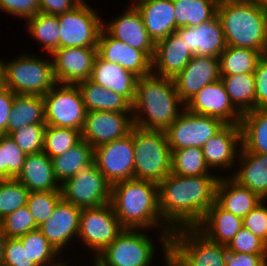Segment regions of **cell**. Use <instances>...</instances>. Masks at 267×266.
Listing matches in <instances>:
<instances>
[{
	"instance_id": "6da1fadb",
	"label": "cell",
	"mask_w": 267,
	"mask_h": 266,
	"mask_svg": "<svg viewBox=\"0 0 267 266\" xmlns=\"http://www.w3.org/2000/svg\"><path fill=\"white\" fill-rule=\"evenodd\" d=\"M220 175L179 176L158 183L162 220L172 229L195 228L215 202Z\"/></svg>"
},
{
	"instance_id": "7a4b0ae2",
	"label": "cell",
	"mask_w": 267,
	"mask_h": 266,
	"mask_svg": "<svg viewBox=\"0 0 267 266\" xmlns=\"http://www.w3.org/2000/svg\"><path fill=\"white\" fill-rule=\"evenodd\" d=\"M115 215L125 229H143L160 233L163 265L169 266V243L172 229L162 220L159 210L158 183L128 179L111 185V201Z\"/></svg>"
},
{
	"instance_id": "3957f363",
	"label": "cell",
	"mask_w": 267,
	"mask_h": 266,
	"mask_svg": "<svg viewBox=\"0 0 267 266\" xmlns=\"http://www.w3.org/2000/svg\"><path fill=\"white\" fill-rule=\"evenodd\" d=\"M184 109L172 78L151 73L137 79L132 103L134 126L165 131Z\"/></svg>"
},
{
	"instance_id": "277c9868",
	"label": "cell",
	"mask_w": 267,
	"mask_h": 266,
	"mask_svg": "<svg viewBox=\"0 0 267 266\" xmlns=\"http://www.w3.org/2000/svg\"><path fill=\"white\" fill-rule=\"evenodd\" d=\"M226 46L267 51V8L248 0H221L217 6Z\"/></svg>"
},
{
	"instance_id": "5b68a950",
	"label": "cell",
	"mask_w": 267,
	"mask_h": 266,
	"mask_svg": "<svg viewBox=\"0 0 267 266\" xmlns=\"http://www.w3.org/2000/svg\"><path fill=\"white\" fill-rule=\"evenodd\" d=\"M26 53L3 61V85L15 94L43 96L57 83L51 55Z\"/></svg>"
},
{
	"instance_id": "8992f818",
	"label": "cell",
	"mask_w": 267,
	"mask_h": 266,
	"mask_svg": "<svg viewBox=\"0 0 267 266\" xmlns=\"http://www.w3.org/2000/svg\"><path fill=\"white\" fill-rule=\"evenodd\" d=\"M134 178L160 183L171 173V150L165 131L133 126Z\"/></svg>"
},
{
	"instance_id": "52a82bcc",
	"label": "cell",
	"mask_w": 267,
	"mask_h": 266,
	"mask_svg": "<svg viewBox=\"0 0 267 266\" xmlns=\"http://www.w3.org/2000/svg\"><path fill=\"white\" fill-rule=\"evenodd\" d=\"M227 246L208 240L196 228L172 231L169 266H225Z\"/></svg>"
},
{
	"instance_id": "ba28073f",
	"label": "cell",
	"mask_w": 267,
	"mask_h": 266,
	"mask_svg": "<svg viewBox=\"0 0 267 266\" xmlns=\"http://www.w3.org/2000/svg\"><path fill=\"white\" fill-rule=\"evenodd\" d=\"M155 244L143 229H124L91 266H151L157 255Z\"/></svg>"
},
{
	"instance_id": "9c48e42d",
	"label": "cell",
	"mask_w": 267,
	"mask_h": 266,
	"mask_svg": "<svg viewBox=\"0 0 267 266\" xmlns=\"http://www.w3.org/2000/svg\"><path fill=\"white\" fill-rule=\"evenodd\" d=\"M88 1L73 10L58 15L60 25L59 48H97L103 29V19Z\"/></svg>"
},
{
	"instance_id": "30bf717a",
	"label": "cell",
	"mask_w": 267,
	"mask_h": 266,
	"mask_svg": "<svg viewBox=\"0 0 267 266\" xmlns=\"http://www.w3.org/2000/svg\"><path fill=\"white\" fill-rule=\"evenodd\" d=\"M124 227L115 215L110 203L85 208L80 213L79 232L77 236L81 245L97 257L109 244H111L123 231Z\"/></svg>"
},
{
	"instance_id": "8fae6325",
	"label": "cell",
	"mask_w": 267,
	"mask_h": 266,
	"mask_svg": "<svg viewBox=\"0 0 267 266\" xmlns=\"http://www.w3.org/2000/svg\"><path fill=\"white\" fill-rule=\"evenodd\" d=\"M43 99L46 125L82 131L87 111L76 84L56 83Z\"/></svg>"
},
{
	"instance_id": "7c38bea8",
	"label": "cell",
	"mask_w": 267,
	"mask_h": 266,
	"mask_svg": "<svg viewBox=\"0 0 267 266\" xmlns=\"http://www.w3.org/2000/svg\"><path fill=\"white\" fill-rule=\"evenodd\" d=\"M62 198L85 209L110 203L111 184L97 168L95 161L79 170L61 185Z\"/></svg>"
},
{
	"instance_id": "4fadbf2b",
	"label": "cell",
	"mask_w": 267,
	"mask_h": 266,
	"mask_svg": "<svg viewBox=\"0 0 267 266\" xmlns=\"http://www.w3.org/2000/svg\"><path fill=\"white\" fill-rule=\"evenodd\" d=\"M226 124L210 116L197 115L186 108L165 130L170 150L199 147L221 130Z\"/></svg>"
},
{
	"instance_id": "5bb4252c",
	"label": "cell",
	"mask_w": 267,
	"mask_h": 266,
	"mask_svg": "<svg viewBox=\"0 0 267 266\" xmlns=\"http://www.w3.org/2000/svg\"><path fill=\"white\" fill-rule=\"evenodd\" d=\"M97 168L111 184L134 178L133 128L125 137L94 148Z\"/></svg>"
},
{
	"instance_id": "9a60e30c",
	"label": "cell",
	"mask_w": 267,
	"mask_h": 266,
	"mask_svg": "<svg viewBox=\"0 0 267 266\" xmlns=\"http://www.w3.org/2000/svg\"><path fill=\"white\" fill-rule=\"evenodd\" d=\"M133 126L132 112L88 111L81 139L96 148L125 137Z\"/></svg>"
},
{
	"instance_id": "2e32d148",
	"label": "cell",
	"mask_w": 267,
	"mask_h": 266,
	"mask_svg": "<svg viewBox=\"0 0 267 266\" xmlns=\"http://www.w3.org/2000/svg\"><path fill=\"white\" fill-rule=\"evenodd\" d=\"M185 108L191 113L214 117L225 124H240L242 118L221 79L204 86L185 104Z\"/></svg>"
},
{
	"instance_id": "e0dca14e",
	"label": "cell",
	"mask_w": 267,
	"mask_h": 266,
	"mask_svg": "<svg viewBox=\"0 0 267 266\" xmlns=\"http://www.w3.org/2000/svg\"><path fill=\"white\" fill-rule=\"evenodd\" d=\"M125 9L117 18H110V22L103 19V30L128 46L143 51L152 60L155 43L144 26L141 14L135 6L127 5Z\"/></svg>"
},
{
	"instance_id": "ac0fdd59",
	"label": "cell",
	"mask_w": 267,
	"mask_h": 266,
	"mask_svg": "<svg viewBox=\"0 0 267 266\" xmlns=\"http://www.w3.org/2000/svg\"><path fill=\"white\" fill-rule=\"evenodd\" d=\"M97 48H58L52 54L53 72L57 83L76 84L90 79Z\"/></svg>"
},
{
	"instance_id": "d6986e66",
	"label": "cell",
	"mask_w": 267,
	"mask_h": 266,
	"mask_svg": "<svg viewBox=\"0 0 267 266\" xmlns=\"http://www.w3.org/2000/svg\"><path fill=\"white\" fill-rule=\"evenodd\" d=\"M81 210L62 198L51 217L37 228L62 256L67 245H72L70 242L77 239Z\"/></svg>"
},
{
	"instance_id": "ffe728a7",
	"label": "cell",
	"mask_w": 267,
	"mask_h": 266,
	"mask_svg": "<svg viewBox=\"0 0 267 266\" xmlns=\"http://www.w3.org/2000/svg\"><path fill=\"white\" fill-rule=\"evenodd\" d=\"M220 78L218 57L193 55L183 70L173 78V81L177 94L186 104L204 86Z\"/></svg>"
},
{
	"instance_id": "44dd1931",
	"label": "cell",
	"mask_w": 267,
	"mask_h": 266,
	"mask_svg": "<svg viewBox=\"0 0 267 266\" xmlns=\"http://www.w3.org/2000/svg\"><path fill=\"white\" fill-rule=\"evenodd\" d=\"M241 147L240 124H226L203 145L202 151L205 162L211 171L213 169L225 171L229 168V171L226 172L227 174L229 172L230 176L231 172L234 173ZM230 169L233 170L230 172Z\"/></svg>"
},
{
	"instance_id": "7402d4cb",
	"label": "cell",
	"mask_w": 267,
	"mask_h": 266,
	"mask_svg": "<svg viewBox=\"0 0 267 266\" xmlns=\"http://www.w3.org/2000/svg\"><path fill=\"white\" fill-rule=\"evenodd\" d=\"M97 55L107 62L119 64L138 78L152 73V60L143 51L109 36L103 29L98 39Z\"/></svg>"
},
{
	"instance_id": "603a6c76",
	"label": "cell",
	"mask_w": 267,
	"mask_h": 266,
	"mask_svg": "<svg viewBox=\"0 0 267 266\" xmlns=\"http://www.w3.org/2000/svg\"><path fill=\"white\" fill-rule=\"evenodd\" d=\"M175 32L194 55L219 58L226 48L223 28L217 15L199 26L180 27Z\"/></svg>"
},
{
	"instance_id": "cb8c5ba5",
	"label": "cell",
	"mask_w": 267,
	"mask_h": 266,
	"mask_svg": "<svg viewBox=\"0 0 267 266\" xmlns=\"http://www.w3.org/2000/svg\"><path fill=\"white\" fill-rule=\"evenodd\" d=\"M193 55L183 39L176 32L171 33L155 43L152 73L173 79L189 63Z\"/></svg>"
},
{
	"instance_id": "d4e9b609",
	"label": "cell",
	"mask_w": 267,
	"mask_h": 266,
	"mask_svg": "<svg viewBox=\"0 0 267 266\" xmlns=\"http://www.w3.org/2000/svg\"><path fill=\"white\" fill-rule=\"evenodd\" d=\"M262 201L257 193L240 185L231 176H220L216 186L215 202L225 211L243 219Z\"/></svg>"
},
{
	"instance_id": "484cf974",
	"label": "cell",
	"mask_w": 267,
	"mask_h": 266,
	"mask_svg": "<svg viewBox=\"0 0 267 266\" xmlns=\"http://www.w3.org/2000/svg\"><path fill=\"white\" fill-rule=\"evenodd\" d=\"M135 7L154 43L177 30L173 0H145Z\"/></svg>"
},
{
	"instance_id": "4316f807",
	"label": "cell",
	"mask_w": 267,
	"mask_h": 266,
	"mask_svg": "<svg viewBox=\"0 0 267 266\" xmlns=\"http://www.w3.org/2000/svg\"><path fill=\"white\" fill-rule=\"evenodd\" d=\"M138 77L119 64H114L96 56L90 80L103 88L124 96L131 104L135 98Z\"/></svg>"
},
{
	"instance_id": "83f0119b",
	"label": "cell",
	"mask_w": 267,
	"mask_h": 266,
	"mask_svg": "<svg viewBox=\"0 0 267 266\" xmlns=\"http://www.w3.org/2000/svg\"><path fill=\"white\" fill-rule=\"evenodd\" d=\"M15 179L29 192L61 191V185L54 177L52 159L44 152L27 155Z\"/></svg>"
},
{
	"instance_id": "f1b7e54d",
	"label": "cell",
	"mask_w": 267,
	"mask_h": 266,
	"mask_svg": "<svg viewBox=\"0 0 267 266\" xmlns=\"http://www.w3.org/2000/svg\"><path fill=\"white\" fill-rule=\"evenodd\" d=\"M234 173L230 176L240 185L267 200V154H254L240 148ZM239 167V168H238Z\"/></svg>"
},
{
	"instance_id": "f546056e",
	"label": "cell",
	"mask_w": 267,
	"mask_h": 266,
	"mask_svg": "<svg viewBox=\"0 0 267 266\" xmlns=\"http://www.w3.org/2000/svg\"><path fill=\"white\" fill-rule=\"evenodd\" d=\"M195 228L211 242L227 246L243 228V219L225 211L214 202Z\"/></svg>"
},
{
	"instance_id": "4dcf8cb0",
	"label": "cell",
	"mask_w": 267,
	"mask_h": 266,
	"mask_svg": "<svg viewBox=\"0 0 267 266\" xmlns=\"http://www.w3.org/2000/svg\"><path fill=\"white\" fill-rule=\"evenodd\" d=\"M86 111L132 112V104L121 94L95 84L90 79L76 83Z\"/></svg>"
},
{
	"instance_id": "1f68e13d",
	"label": "cell",
	"mask_w": 267,
	"mask_h": 266,
	"mask_svg": "<svg viewBox=\"0 0 267 266\" xmlns=\"http://www.w3.org/2000/svg\"><path fill=\"white\" fill-rule=\"evenodd\" d=\"M241 144L246 152L267 154V108H258L242 114Z\"/></svg>"
},
{
	"instance_id": "d6a6232c",
	"label": "cell",
	"mask_w": 267,
	"mask_h": 266,
	"mask_svg": "<svg viewBox=\"0 0 267 266\" xmlns=\"http://www.w3.org/2000/svg\"><path fill=\"white\" fill-rule=\"evenodd\" d=\"M30 124H45L43 96L15 94L7 126V135Z\"/></svg>"
},
{
	"instance_id": "836d02e7",
	"label": "cell",
	"mask_w": 267,
	"mask_h": 266,
	"mask_svg": "<svg viewBox=\"0 0 267 266\" xmlns=\"http://www.w3.org/2000/svg\"><path fill=\"white\" fill-rule=\"evenodd\" d=\"M51 159L54 177L62 185L81 168L94 161V148L87 141L81 139L63 155Z\"/></svg>"
},
{
	"instance_id": "e575fe53",
	"label": "cell",
	"mask_w": 267,
	"mask_h": 266,
	"mask_svg": "<svg viewBox=\"0 0 267 266\" xmlns=\"http://www.w3.org/2000/svg\"><path fill=\"white\" fill-rule=\"evenodd\" d=\"M220 79L231 102L241 114L256 109L254 73L221 75Z\"/></svg>"
},
{
	"instance_id": "d590c367",
	"label": "cell",
	"mask_w": 267,
	"mask_h": 266,
	"mask_svg": "<svg viewBox=\"0 0 267 266\" xmlns=\"http://www.w3.org/2000/svg\"><path fill=\"white\" fill-rule=\"evenodd\" d=\"M218 0H173L176 28L195 27L217 15Z\"/></svg>"
},
{
	"instance_id": "8d00e7d4",
	"label": "cell",
	"mask_w": 267,
	"mask_h": 266,
	"mask_svg": "<svg viewBox=\"0 0 267 266\" xmlns=\"http://www.w3.org/2000/svg\"><path fill=\"white\" fill-rule=\"evenodd\" d=\"M26 32L41 45L42 51L51 55L59 48L60 25L58 15L38 12L26 20ZM41 43V44H40Z\"/></svg>"
},
{
	"instance_id": "74e56055",
	"label": "cell",
	"mask_w": 267,
	"mask_h": 266,
	"mask_svg": "<svg viewBox=\"0 0 267 266\" xmlns=\"http://www.w3.org/2000/svg\"><path fill=\"white\" fill-rule=\"evenodd\" d=\"M263 54L250 48L226 46L220 54V74L233 75L254 73Z\"/></svg>"
},
{
	"instance_id": "f35d334b",
	"label": "cell",
	"mask_w": 267,
	"mask_h": 266,
	"mask_svg": "<svg viewBox=\"0 0 267 266\" xmlns=\"http://www.w3.org/2000/svg\"><path fill=\"white\" fill-rule=\"evenodd\" d=\"M207 166L202 148L171 150V173L179 176L217 175Z\"/></svg>"
},
{
	"instance_id": "ab89813d",
	"label": "cell",
	"mask_w": 267,
	"mask_h": 266,
	"mask_svg": "<svg viewBox=\"0 0 267 266\" xmlns=\"http://www.w3.org/2000/svg\"><path fill=\"white\" fill-rule=\"evenodd\" d=\"M18 238L21 240L23 247H26L30 259L37 266H50L62 257L38 229Z\"/></svg>"
},
{
	"instance_id": "60d3db41",
	"label": "cell",
	"mask_w": 267,
	"mask_h": 266,
	"mask_svg": "<svg viewBox=\"0 0 267 266\" xmlns=\"http://www.w3.org/2000/svg\"><path fill=\"white\" fill-rule=\"evenodd\" d=\"M81 140V132L73 128L46 125L43 152L50 158L63 155Z\"/></svg>"
},
{
	"instance_id": "b9f144b4",
	"label": "cell",
	"mask_w": 267,
	"mask_h": 266,
	"mask_svg": "<svg viewBox=\"0 0 267 266\" xmlns=\"http://www.w3.org/2000/svg\"><path fill=\"white\" fill-rule=\"evenodd\" d=\"M26 156L10 135L0 134V179H15Z\"/></svg>"
},
{
	"instance_id": "7bdbcfd3",
	"label": "cell",
	"mask_w": 267,
	"mask_h": 266,
	"mask_svg": "<svg viewBox=\"0 0 267 266\" xmlns=\"http://www.w3.org/2000/svg\"><path fill=\"white\" fill-rule=\"evenodd\" d=\"M29 190L16 179H0V221L27 205Z\"/></svg>"
},
{
	"instance_id": "ee69618b",
	"label": "cell",
	"mask_w": 267,
	"mask_h": 266,
	"mask_svg": "<svg viewBox=\"0 0 267 266\" xmlns=\"http://www.w3.org/2000/svg\"><path fill=\"white\" fill-rule=\"evenodd\" d=\"M61 199V191L29 192L27 206L34 217L37 228L51 217Z\"/></svg>"
},
{
	"instance_id": "f6af8a7d",
	"label": "cell",
	"mask_w": 267,
	"mask_h": 266,
	"mask_svg": "<svg viewBox=\"0 0 267 266\" xmlns=\"http://www.w3.org/2000/svg\"><path fill=\"white\" fill-rule=\"evenodd\" d=\"M46 124H30L13 131L10 136L24 154L43 152Z\"/></svg>"
},
{
	"instance_id": "bcb514c9",
	"label": "cell",
	"mask_w": 267,
	"mask_h": 266,
	"mask_svg": "<svg viewBox=\"0 0 267 266\" xmlns=\"http://www.w3.org/2000/svg\"><path fill=\"white\" fill-rule=\"evenodd\" d=\"M6 238H18L37 229L34 217L27 205L18 208L1 220Z\"/></svg>"
},
{
	"instance_id": "7dc6e473",
	"label": "cell",
	"mask_w": 267,
	"mask_h": 266,
	"mask_svg": "<svg viewBox=\"0 0 267 266\" xmlns=\"http://www.w3.org/2000/svg\"><path fill=\"white\" fill-rule=\"evenodd\" d=\"M227 250L246 254H267V245L243 227L227 245Z\"/></svg>"
},
{
	"instance_id": "c3c4849f",
	"label": "cell",
	"mask_w": 267,
	"mask_h": 266,
	"mask_svg": "<svg viewBox=\"0 0 267 266\" xmlns=\"http://www.w3.org/2000/svg\"><path fill=\"white\" fill-rule=\"evenodd\" d=\"M1 266H37L19 238H6Z\"/></svg>"
},
{
	"instance_id": "681fc988",
	"label": "cell",
	"mask_w": 267,
	"mask_h": 266,
	"mask_svg": "<svg viewBox=\"0 0 267 266\" xmlns=\"http://www.w3.org/2000/svg\"><path fill=\"white\" fill-rule=\"evenodd\" d=\"M266 202V203H265ZM267 201L263 200L243 218V227L267 245Z\"/></svg>"
},
{
	"instance_id": "f907efd6",
	"label": "cell",
	"mask_w": 267,
	"mask_h": 266,
	"mask_svg": "<svg viewBox=\"0 0 267 266\" xmlns=\"http://www.w3.org/2000/svg\"><path fill=\"white\" fill-rule=\"evenodd\" d=\"M0 10L27 20L40 12V0H0Z\"/></svg>"
},
{
	"instance_id": "816d5d0a",
	"label": "cell",
	"mask_w": 267,
	"mask_h": 266,
	"mask_svg": "<svg viewBox=\"0 0 267 266\" xmlns=\"http://www.w3.org/2000/svg\"><path fill=\"white\" fill-rule=\"evenodd\" d=\"M256 109L267 108V56L263 55L254 71Z\"/></svg>"
},
{
	"instance_id": "f5cc1de1",
	"label": "cell",
	"mask_w": 267,
	"mask_h": 266,
	"mask_svg": "<svg viewBox=\"0 0 267 266\" xmlns=\"http://www.w3.org/2000/svg\"><path fill=\"white\" fill-rule=\"evenodd\" d=\"M267 254L238 253L227 250L225 266H263Z\"/></svg>"
},
{
	"instance_id": "db71d44e",
	"label": "cell",
	"mask_w": 267,
	"mask_h": 266,
	"mask_svg": "<svg viewBox=\"0 0 267 266\" xmlns=\"http://www.w3.org/2000/svg\"><path fill=\"white\" fill-rule=\"evenodd\" d=\"M15 93L4 85L0 87V134H7V126Z\"/></svg>"
},
{
	"instance_id": "11a10c76",
	"label": "cell",
	"mask_w": 267,
	"mask_h": 266,
	"mask_svg": "<svg viewBox=\"0 0 267 266\" xmlns=\"http://www.w3.org/2000/svg\"><path fill=\"white\" fill-rule=\"evenodd\" d=\"M83 0H40V12L50 15H60L73 10Z\"/></svg>"
},
{
	"instance_id": "9f6ffc18",
	"label": "cell",
	"mask_w": 267,
	"mask_h": 266,
	"mask_svg": "<svg viewBox=\"0 0 267 266\" xmlns=\"http://www.w3.org/2000/svg\"><path fill=\"white\" fill-rule=\"evenodd\" d=\"M5 240H6V235L4 234L3 225L0 221V266L2 264V259H3Z\"/></svg>"
},
{
	"instance_id": "6f0895ef",
	"label": "cell",
	"mask_w": 267,
	"mask_h": 266,
	"mask_svg": "<svg viewBox=\"0 0 267 266\" xmlns=\"http://www.w3.org/2000/svg\"><path fill=\"white\" fill-rule=\"evenodd\" d=\"M62 258H64V256L61 257V259H59L56 263H54L50 266H73V264L70 265L69 262H66L65 259H62Z\"/></svg>"
},
{
	"instance_id": "680465c9",
	"label": "cell",
	"mask_w": 267,
	"mask_h": 266,
	"mask_svg": "<svg viewBox=\"0 0 267 266\" xmlns=\"http://www.w3.org/2000/svg\"><path fill=\"white\" fill-rule=\"evenodd\" d=\"M248 1L256 3L259 6H263V7L267 8V0H248Z\"/></svg>"
},
{
	"instance_id": "91938a15",
	"label": "cell",
	"mask_w": 267,
	"mask_h": 266,
	"mask_svg": "<svg viewBox=\"0 0 267 266\" xmlns=\"http://www.w3.org/2000/svg\"><path fill=\"white\" fill-rule=\"evenodd\" d=\"M3 61L0 59V87L3 86Z\"/></svg>"
},
{
	"instance_id": "94428289",
	"label": "cell",
	"mask_w": 267,
	"mask_h": 266,
	"mask_svg": "<svg viewBox=\"0 0 267 266\" xmlns=\"http://www.w3.org/2000/svg\"><path fill=\"white\" fill-rule=\"evenodd\" d=\"M135 2H131L130 4H129V6H135L136 4H138V3H140V2H142V1H145V0H134Z\"/></svg>"
},
{
	"instance_id": "6125c7cd",
	"label": "cell",
	"mask_w": 267,
	"mask_h": 266,
	"mask_svg": "<svg viewBox=\"0 0 267 266\" xmlns=\"http://www.w3.org/2000/svg\"><path fill=\"white\" fill-rule=\"evenodd\" d=\"M263 266H267V256H266V258L264 259Z\"/></svg>"
}]
</instances>
